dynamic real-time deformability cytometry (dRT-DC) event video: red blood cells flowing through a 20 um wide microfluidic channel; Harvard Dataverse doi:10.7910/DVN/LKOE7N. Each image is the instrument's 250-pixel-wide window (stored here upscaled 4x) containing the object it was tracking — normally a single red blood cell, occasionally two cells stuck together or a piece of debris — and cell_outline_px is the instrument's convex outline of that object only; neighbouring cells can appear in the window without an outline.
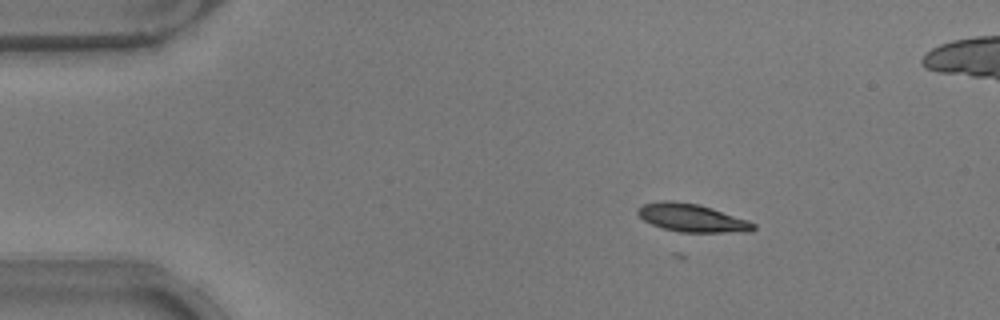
{"species": "common noctule bat (a hibernating species)", "species_latin": "Nyctalus noctula", "temperature_condition": "warm", "stored_images_in_passage": 46, "camera_frame_rate_fps": 3000, "um_per_image_px": 0.085, "animal": {"sex": "male", "body_mass_g": 17.9}, "frame": {"image": 1, "passage_image": 1, "time_ms": 0.0, "image_size_px": [1000, 320], "cell_outline_px": [[756, 228], [752, 232], [680, 232], [664, 228], [652, 224], [644, 220], [636, 212], [636, 208], [644, 204], [664, 200], [672, 200], [700, 204], [748, 220], [756, 224]], "centroid_in_image_um": [58.84, 18.51], "position_along_channel_um": 26.2, "area_um2": 18.96}}
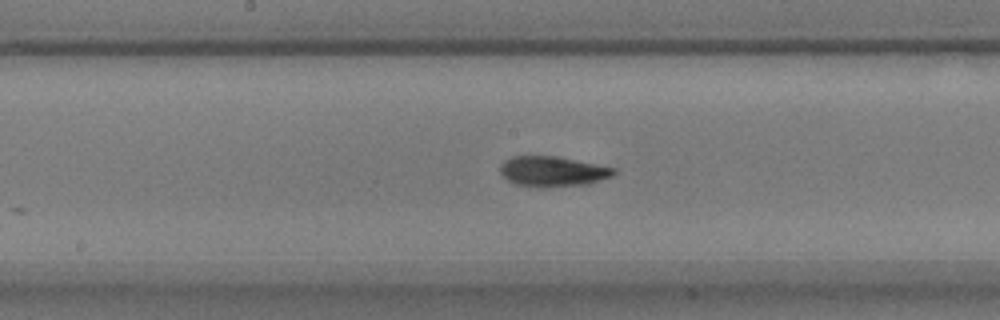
{"frame": {"image": 2, "passage_image": 20, "time_ms": 6.333, "image_size_px": [1000, 320], "cell_outline_px": [[616, 172], [612, 176], [588, 184], [516, 184], [508, 180], [500, 172], [500, 164], [504, 160], [512, 156], [556, 156], [616, 168]], "centroid_in_image_um": [46.98, 14.51], "position_along_channel_um": 201.2, "area_um2": 19.02}}
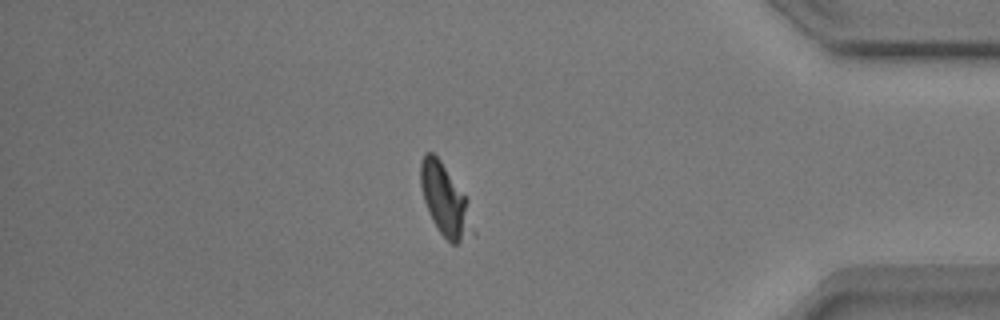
{"frame": {"image": 3, "passage_image": 38, "time_ms": 12.333, "image_size_px": [1000, 320], "cell_outline_px": [[476, 236], [456, 244], [452, 244], [440, 232], [432, 220], [428, 212], [424, 200], [420, 184], [420, 160], [424, 152], [432, 152], [440, 160], [468, 200], [476, 232]], "centroid_in_image_um": [37.86, 17.07], "position_along_channel_um": 397.3, "area_um2": 21.96}, "authors_computed_cell_mechanics": {"area_um2": 20.4901, "velocity_mm_per_s": 3.8096, "shape_relaxation_time_tau1_ms": 3.7177, "shape_relaxation_time_tau2_ms": null, "deformation_change_tau1": 0.1684, "deformation_change_tau2": null}}